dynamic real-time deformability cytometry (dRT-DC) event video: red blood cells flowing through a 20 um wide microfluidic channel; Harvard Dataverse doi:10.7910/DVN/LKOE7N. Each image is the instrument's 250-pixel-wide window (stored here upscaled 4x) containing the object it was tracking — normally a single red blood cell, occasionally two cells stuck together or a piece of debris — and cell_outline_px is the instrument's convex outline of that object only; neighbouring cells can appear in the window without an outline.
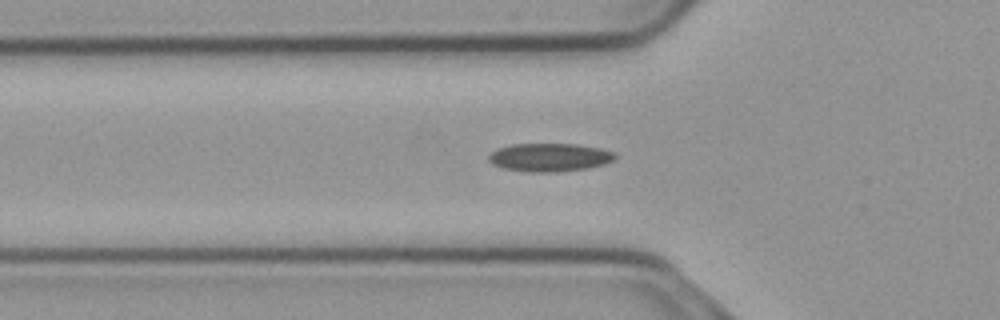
{"species": "common noctule bat (a hibernating species)", "species_latin": "Nyctalus noctula", "temperature_condition": "cold", "stored_images_in_passage": 30, "camera_frame_rate_fps": 3000, "um_per_image_px": 0.085, "animal": {"sex": "male", "body_mass_g": 23.1, "forearm_length_mm": 52.7}, "frame": {"image": 1, "passage_image": 18, "time_ms": 5.667, "image_size_px": [1000, 320], "cell_outline_px": [[616, 160], [604, 164], [588, 168], [556, 172], [528, 172], [504, 168], [492, 164], [488, 160], [488, 156], [492, 152], [500, 148], [512, 144], [576, 144], [600, 148], [616, 152]], "centroid_in_image_um": [46.75, 13.38], "position_along_channel_um": 79.0, "area_um2": 20.87}}
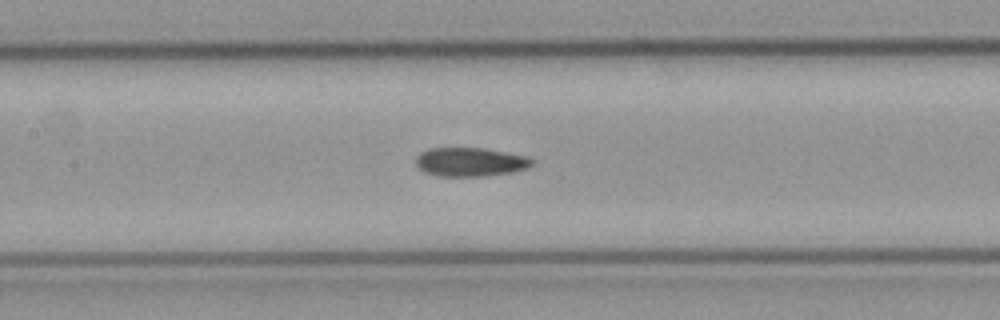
{"frame": {"image": 2, "passage_image": 25, "time_ms": 8.0, "image_size_px": [1000, 320], "cell_outline_px": [[532, 164], [528, 168], [512, 172], [484, 176], [440, 176], [424, 172], [416, 164], [416, 156], [420, 152], [428, 148], [480, 148], [528, 156], [532, 160]], "centroid_in_image_um": [39.95, 13.77], "position_along_channel_um": 167.5, "area_um2": 19.42}}
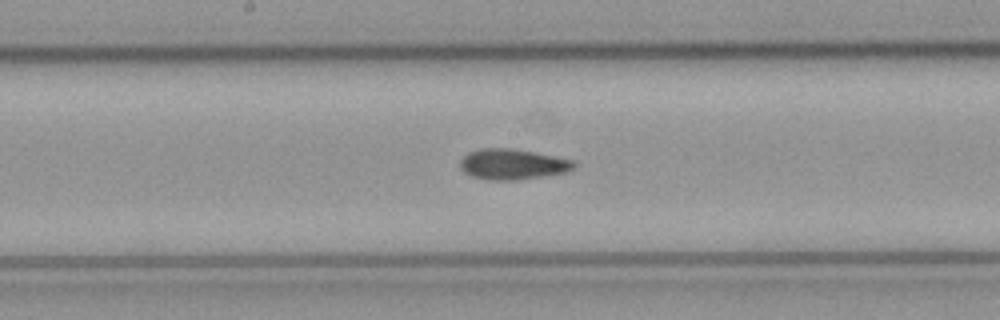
{"frame": {"image": 3, "passage_image": 28, "time_ms": 9.0, "image_size_px": [1000, 320], "cell_outline_px": [[576, 164], [572, 168], [564, 172], [516, 180], [488, 180], [472, 176], [464, 172], [460, 168], [460, 160], [468, 152], [480, 148], [512, 148], [572, 160]], "centroid_in_image_um": [43.48, 13.95], "position_along_channel_um": 204.7, "area_um2": 19.94}}